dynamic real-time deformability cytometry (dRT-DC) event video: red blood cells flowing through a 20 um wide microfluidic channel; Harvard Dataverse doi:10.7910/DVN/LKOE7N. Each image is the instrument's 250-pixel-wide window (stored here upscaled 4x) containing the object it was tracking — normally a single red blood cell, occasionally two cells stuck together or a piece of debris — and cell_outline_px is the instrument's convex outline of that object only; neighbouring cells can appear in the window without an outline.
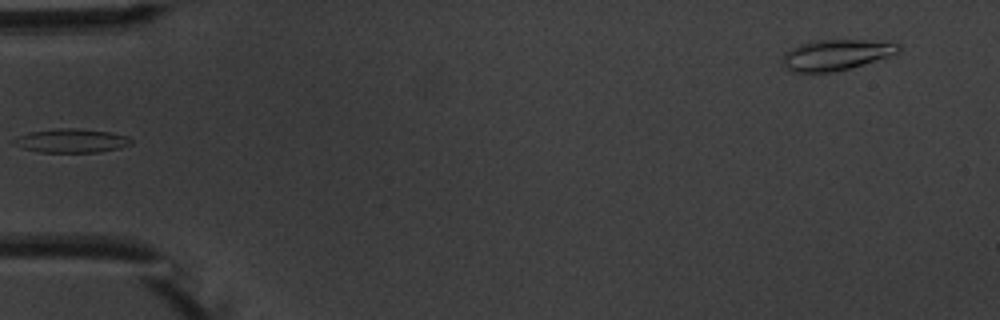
{"species": "common noctule bat (a hibernating species)", "species_latin": "Nyctalus noctula", "temperature_condition": "warm", "stored_images_in_passage": 4, "segment_of_instrument_passage": [2, 2], "camera_frame_rate_fps": 3000, "um_per_image_px": 0.085, "animal": {"sex": "male", "body_mass_g": 20.1, "forearm_length_mm": 53.5}, "frame": {"image": 1, "passage_image": 4, "time_ms": 4.333, "image_size_px": [1000, 320], "cell_outline_px": [[900, 52], [888, 56], [848, 68], [832, 72], [796, 72], [788, 68], [784, 64], [784, 56], [792, 48], [800, 44], [820, 40], [864, 40], [900, 44]], "centroid_in_image_um": [71.09, 4.65], "position_along_channel_um": 13.9, "area_um2": 20.0}}